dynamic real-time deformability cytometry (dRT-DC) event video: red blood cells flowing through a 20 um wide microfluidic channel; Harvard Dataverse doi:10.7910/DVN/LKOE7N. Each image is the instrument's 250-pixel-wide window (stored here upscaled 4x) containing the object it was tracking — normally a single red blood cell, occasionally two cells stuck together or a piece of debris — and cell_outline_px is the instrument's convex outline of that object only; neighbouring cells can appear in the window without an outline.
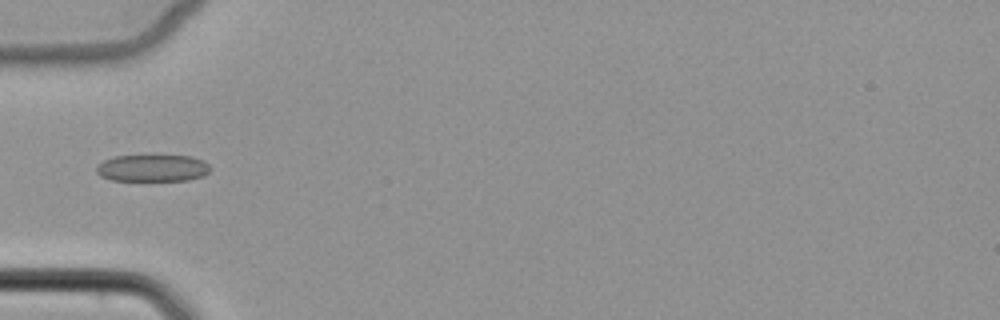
{"species": "common noctule bat (a hibernating species)", "species_latin": "Nyctalus noctula", "temperature_condition": "cold", "stored_images_in_passage": 4, "camera_frame_rate_fps": 3000, "um_per_image_px": 0.085, "animal": {"sex": "female", "body_mass_g": 22.7, "forearm_length_mm": 54.2}, "frame": {"image": 1, "passage_image": 3, "time_ms": 2.333, "image_size_px": [1000, 320], "cell_outline_px": [[212, 168], [204, 176], [188, 180], [112, 180], [100, 176], [96, 172], [96, 168], [104, 160], [116, 156], [192, 156], [204, 160]], "centroid_in_image_um": [13.01, 14.29], "position_along_channel_um": 72.0, "area_um2": 17.8}}
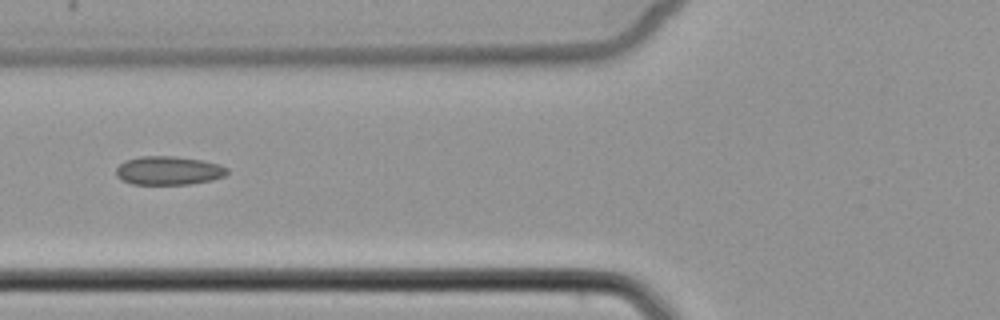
{"frame": {"image": 2, "passage_image": 4, "time_ms": 3.333, "image_size_px": [1000, 320], "cell_outline_px": [[228, 172], [224, 176], [212, 180], [188, 184], [132, 184], [120, 180], [116, 176], [116, 168], [120, 164], [128, 160], [140, 156], [176, 156], [200, 160], [220, 164], [228, 168]], "centroid_in_image_um": [14.32, 14.5], "position_along_channel_um": 111.5, "area_um2": 18.55}}